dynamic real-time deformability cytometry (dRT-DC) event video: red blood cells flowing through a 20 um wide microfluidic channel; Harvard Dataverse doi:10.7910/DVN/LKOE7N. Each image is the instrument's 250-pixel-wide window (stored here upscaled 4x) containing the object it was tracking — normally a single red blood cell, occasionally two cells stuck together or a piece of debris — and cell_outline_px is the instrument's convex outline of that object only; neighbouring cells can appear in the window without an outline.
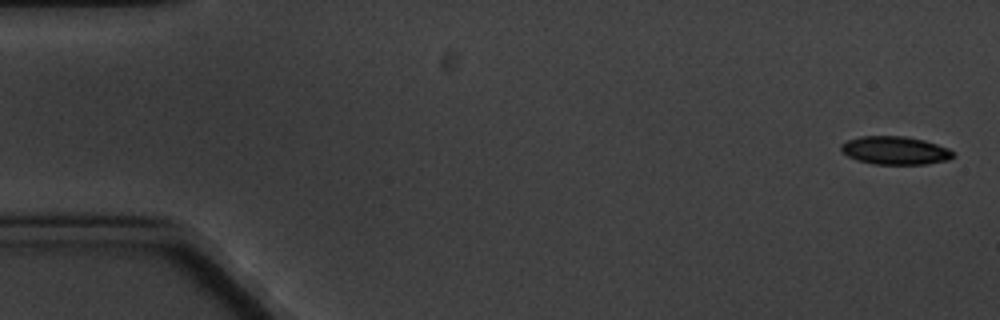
{"species": "common noctule bat (a hibernating species)", "species_latin": "Nyctalus noctula", "temperature_condition": "cold", "stored_images_in_passage": 9, "camera_frame_rate_fps": 3000, "um_per_image_px": 0.085, "animal": {"sex": "male", "body_mass_g": 20.1, "forearm_length_mm": 53.5}, "frame": {"image": 1, "passage_image": 1, "time_ms": 0.0, "image_size_px": [1000, 320], "cell_outline_px": [[956, 156], [948, 160], [924, 164], [876, 164], [856, 160], [840, 152], [840, 144], [848, 140], [860, 136], [904, 136], [924, 140], [948, 148]], "centroid_in_image_um": [76.05, 12.79], "position_along_channel_um": 8.9, "area_um2": 18.44}}
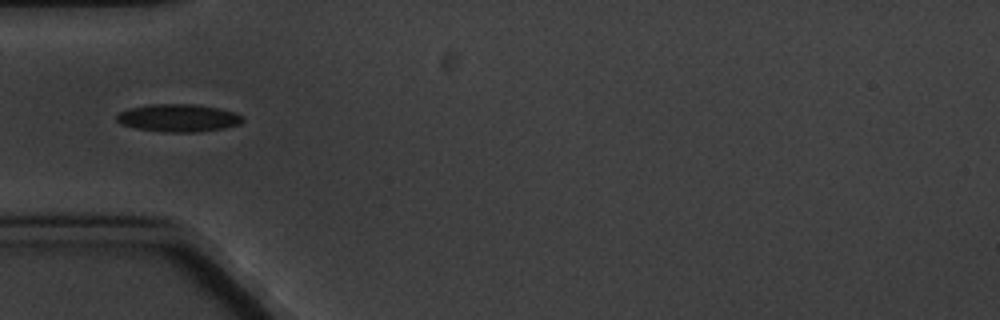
{"frame": {"image": 2, "passage_image": 6, "time_ms": 5.667, "image_size_px": [1000, 320], "cell_outline_px": [[244, 120], [240, 124], [224, 128], [200, 132], [164, 132], [136, 128], [120, 124], [116, 120], [116, 116], [120, 112], [128, 108], [152, 104], [196, 104], [220, 108], [244, 116]], "centroid_in_image_um": [15.17, 10.02], "position_along_channel_um": 69.8, "area_um2": 20.46}}
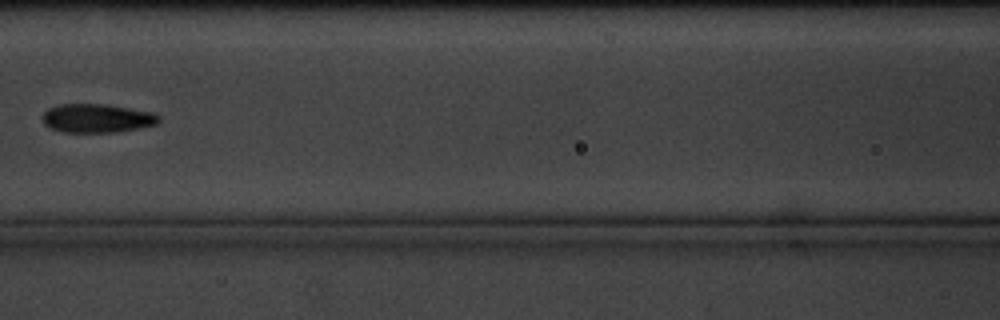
{"frame": {"image": 3, "passage_image": 8, "time_ms": 8.333, "image_size_px": [1000, 320], "cell_outline_px": [[160, 120], [156, 124], [140, 128], [116, 132], [60, 132], [44, 124], [44, 112], [48, 108], [60, 104], [108, 104], [156, 112], [160, 116]], "centroid_in_image_um": [8.3, 10.04], "position_along_channel_um": 158.3, "area_um2": 19.65}}